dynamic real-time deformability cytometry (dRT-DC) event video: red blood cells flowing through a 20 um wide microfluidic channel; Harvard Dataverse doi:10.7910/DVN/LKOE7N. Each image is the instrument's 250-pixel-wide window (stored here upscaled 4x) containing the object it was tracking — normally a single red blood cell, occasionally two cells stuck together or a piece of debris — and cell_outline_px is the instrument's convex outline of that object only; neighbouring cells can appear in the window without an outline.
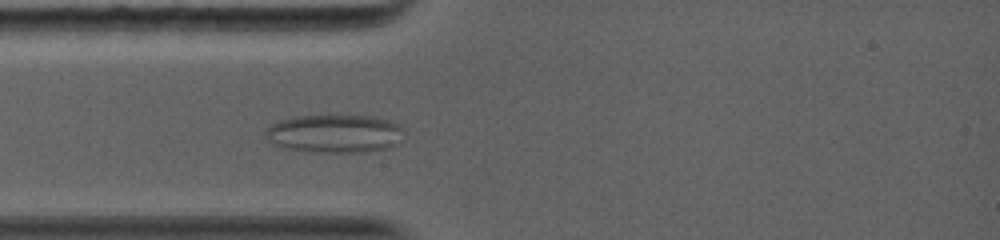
{"species": "common noctule bat (a hibernating species)", "species_latin": "Nyctalus noctula", "temperature_condition": "warm", "stored_images_in_passage": 14, "camera_frame_rate_fps": 5000, "um_per_image_px": 0.085, "animal": {"sex": "female", "body_mass_g": 19.0, "forearm_length_mm": 56.7}, "frame": {"image": 1, "passage_image": 3, "time_ms": 2.0, "image_size_px": [1000, 240], "cell_outline_px": [[404, 128], [396, 144], [388, 148], [368, 152], [308, 152], [288, 148], [272, 144], [268, 140], [264, 132], [272, 124], [280, 120], [292, 116], [372, 116], [388, 120]], "centroid_in_image_um": [28.42, 11.36], "position_along_channel_um": 56.6, "area_um2": 30.75}}
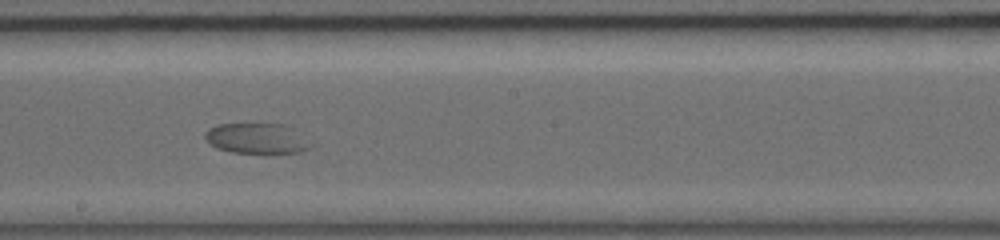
{"frame": {"image": 2, "passage_image": 8, "time_ms": 6.4, "image_size_px": [1000, 240], "cell_outline_px": [[316, 144], [300, 152], [232, 152], [216, 148], [208, 144], [204, 136], [204, 132], [208, 128], [216, 124], [288, 124], [296, 128]], "centroid_in_image_um": [21.87, 11.74], "position_along_channel_um": 226.3, "area_um2": 19.13}}
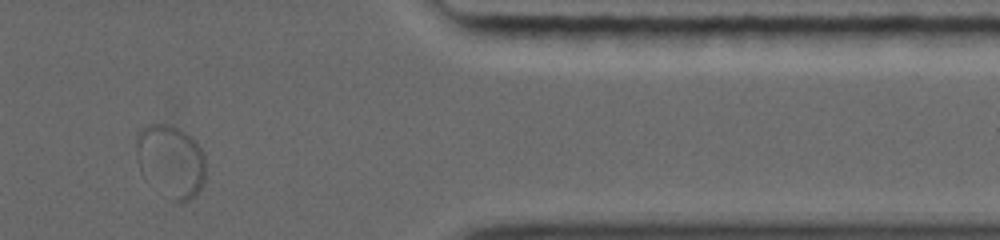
{"frame": {"image": 3, "passage_image": 13, "time_ms": 11.4, "image_size_px": [1000, 240], "cell_outline_px": [[204, 180], [200, 188], [188, 200], [180, 204], [172, 200], [144, 176], [140, 172], [136, 160], [136, 136], [140, 128], [148, 124], [168, 120], [192, 136], [204, 152]], "centroid_in_image_um": [14.49, 13.59], "position_along_channel_um": 396.9, "area_um2": 29.94}}